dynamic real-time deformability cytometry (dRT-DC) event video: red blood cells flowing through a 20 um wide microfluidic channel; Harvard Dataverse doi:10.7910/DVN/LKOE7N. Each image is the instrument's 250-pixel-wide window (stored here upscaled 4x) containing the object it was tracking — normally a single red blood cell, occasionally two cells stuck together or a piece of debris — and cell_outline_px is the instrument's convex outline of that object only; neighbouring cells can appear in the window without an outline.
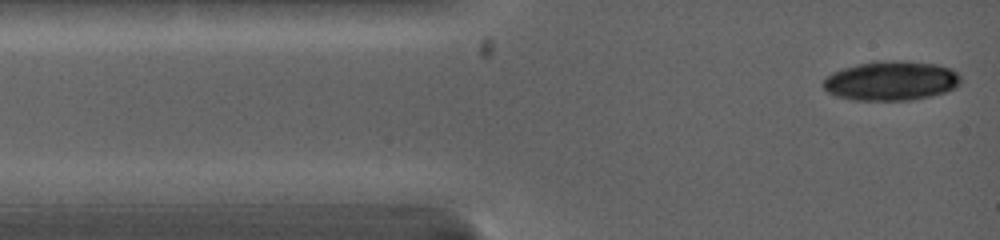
{"species": "common noctule bat (a hibernating species)", "species_latin": "Nyctalus noctula", "temperature_condition": "warm", "stored_images_in_passage": 12, "camera_frame_rate_fps": 5000, "um_per_image_px": 0.085, "animal": {"sex": "female", "body_mass_g": 19.0, "forearm_length_mm": 53.3}, "frame": {"image": 1, "passage_image": 1, "time_ms": 0.0, "image_size_px": [1000, 240], "cell_outline_px": [[960, 84], [944, 92], [932, 96], [912, 100], [852, 100], [836, 96], [828, 92], [824, 88], [824, 80], [832, 72], [844, 68], [876, 60], [904, 60], [936, 64], [948, 68], [956, 72], [960, 76]], "centroid_in_image_um": [75.74, 6.86], "position_along_channel_um": 9.3, "area_um2": 31.56}}